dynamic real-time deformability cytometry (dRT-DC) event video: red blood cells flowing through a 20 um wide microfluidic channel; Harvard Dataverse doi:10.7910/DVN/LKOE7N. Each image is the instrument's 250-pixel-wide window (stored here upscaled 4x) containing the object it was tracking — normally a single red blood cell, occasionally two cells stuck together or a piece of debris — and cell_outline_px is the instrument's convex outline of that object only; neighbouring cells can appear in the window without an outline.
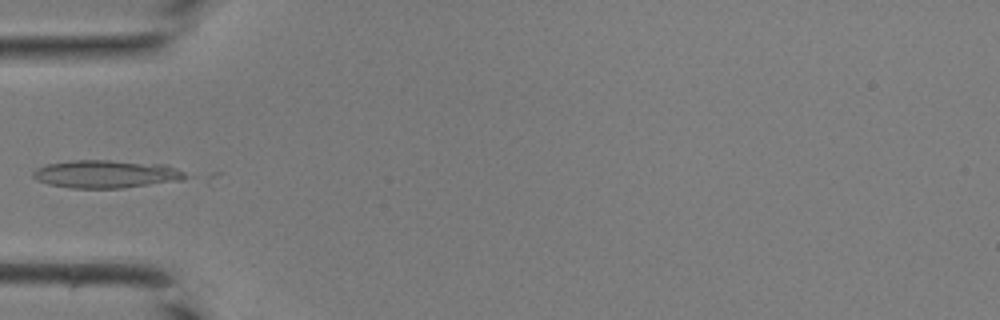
{"species": "common noctule bat (a hibernating species)", "species_latin": "Nyctalus noctula", "temperature_condition": "room temperature", "stored_images_in_passage": 13, "camera_frame_rate_fps": 3000, "um_per_image_px": 0.085, "animal": {"sex": "male", "body_mass_g": 19.0, "forearm_length_mm": 50.8}, "frame": {"image": 1, "passage_image": 1, "time_ms": 0.0, "image_size_px": [1000, 320], "cell_outline_px": [[220, 172], [208, 184], [124, 188], [72, 188], [48, 184], [36, 180], [32, 176], [32, 172], [36, 168], [44, 164], [72, 160], [108, 160], [164, 164]], "centroid_in_image_um": [10.12, 14.84], "position_along_channel_um": 74.9, "area_um2": 29.71}}